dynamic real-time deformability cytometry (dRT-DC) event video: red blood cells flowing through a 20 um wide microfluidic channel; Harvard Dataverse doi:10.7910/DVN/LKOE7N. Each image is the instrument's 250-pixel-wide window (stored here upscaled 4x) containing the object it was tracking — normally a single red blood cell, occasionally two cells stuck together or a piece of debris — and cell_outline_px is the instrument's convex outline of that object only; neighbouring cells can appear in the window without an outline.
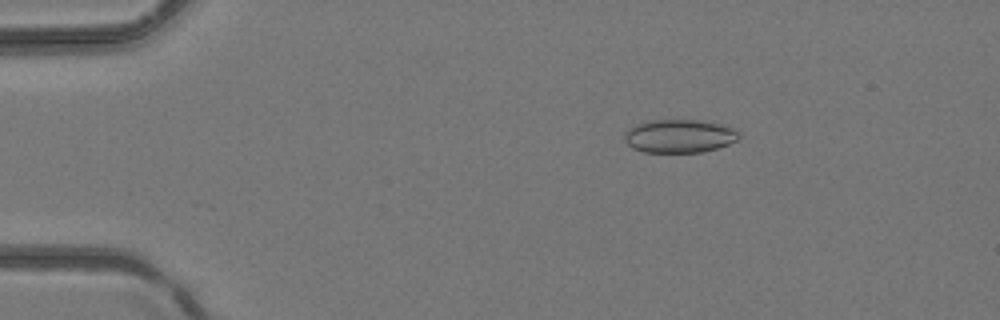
{"species": "common noctule bat (a hibernating species)", "species_latin": "Nyctalus noctula", "temperature_condition": "room temperature", "stored_images_in_passage": 14, "camera_frame_rate_fps": 3000, "um_per_image_px": 0.085, "animal": {"sex": "female", "body_mass_g": 24.6, "forearm_length_mm": 56.2}, "frame": {"image": 1, "passage_image": 5, "time_ms": 1.333, "image_size_px": [1000, 320], "cell_outline_px": [[740, 136], [736, 140], [728, 144], [716, 148], [700, 152], [644, 152], [632, 148], [624, 140], [624, 132], [636, 124], [648, 120], [700, 120], [720, 124], [732, 128], [740, 132]], "centroid_in_image_um": [57.72, 11.56], "position_along_channel_um": 27.3, "area_um2": 22.2}}